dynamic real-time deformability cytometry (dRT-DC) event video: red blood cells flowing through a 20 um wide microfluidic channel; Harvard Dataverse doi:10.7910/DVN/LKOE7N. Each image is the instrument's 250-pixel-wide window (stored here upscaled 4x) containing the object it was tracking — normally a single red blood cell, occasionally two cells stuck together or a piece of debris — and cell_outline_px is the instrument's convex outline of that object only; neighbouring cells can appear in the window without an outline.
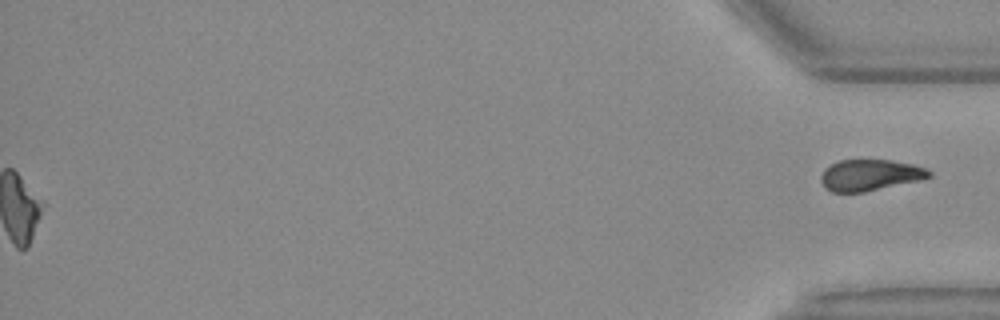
{"species": "Egyptian fruit bat (a non-hibernating species)", "species_latin": "Rousettus aegyptiacus", "temperature_condition": "warm", "stored_images_in_passage": 49, "segment_of_instrument_passage": [2, 2], "camera_frame_rate_fps": 3000, "um_per_image_px": 0.085, "animal": {"sex": "female"}, "frame": {"image": 1, "passage_image": 49, "time_ms": 16.0, "image_size_px": [1000, 320], "cell_outline_px": [[932, 176], [920, 180], [864, 192], [832, 192], [824, 188], [820, 180], [820, 176], [824, 168], [840, 160], [892, 160], [912, 164], [924, 168], [932, 172]], "centroid_in_image_um": [73.92, 14.88], "position_along_channel_um": 361.3, "area_um2": 19.71}}